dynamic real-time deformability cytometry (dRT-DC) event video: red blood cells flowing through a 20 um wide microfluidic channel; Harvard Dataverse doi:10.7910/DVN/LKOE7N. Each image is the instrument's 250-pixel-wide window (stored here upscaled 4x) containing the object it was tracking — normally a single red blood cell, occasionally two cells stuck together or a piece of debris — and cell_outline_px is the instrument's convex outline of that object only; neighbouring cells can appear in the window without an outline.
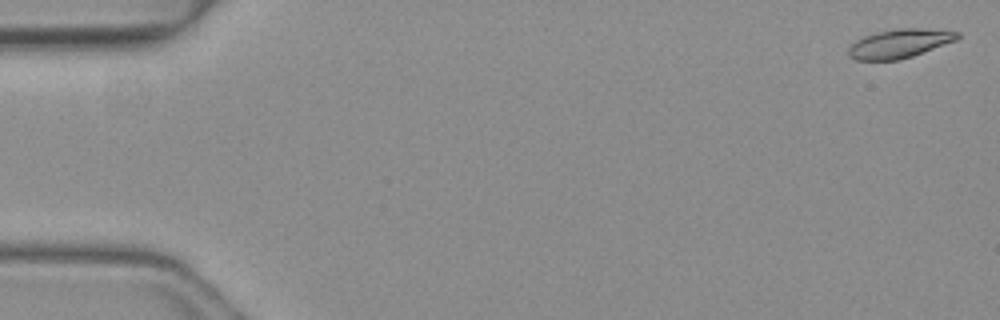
{"species": "common noctule bat (a hibernating species)", "species_latin": "Nyctalus noctula", "temperature_condition": "warm", "stored_images_in_passage": 50, "camera_frame_rate_fps": 3000, "um_per_image_px": 0.085, "animal": {"sex": "female", "body_mass_g": 19.3, "forearm_length_mm": 54.1}, "frame": {"image": 1, "passage_image": 1, "time_ms": 0.0, "image_size_px": [1000, 320], "cell_outline_px": [[960, 36], [956, 40], [912, 56], [900, 60], [856, 60], [848, 56], [848, 48], [856, 40], [864, 36], [876, 32], [896, 28], [920, 28], [960, 32]], "centroid_in_image_um": [76.43, 3.7], "position_along_channel_um": 8.6, "area_um2": 18.26}}
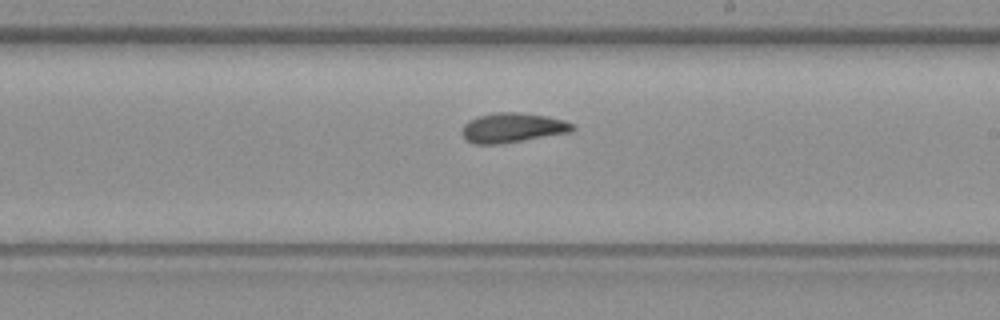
{"frame": {"image": 2, "passage_image": 29, "time_ms": 9.333, "image_size_px": [1000, 320], "cell_outline_px": [[576, 128], [572, 132], [524, 140], [496, 144], [476, 144], [468, 140], [460, 132], [464, 124], [468, 120], [476, 116], [496, 112], [516, 112], [544, 116], [564, 120], [572, 124]], "centroid_in_image_um": [43.55, 10.85], "position_along_channel_um": 245.5, "area_um2": 19.02}}
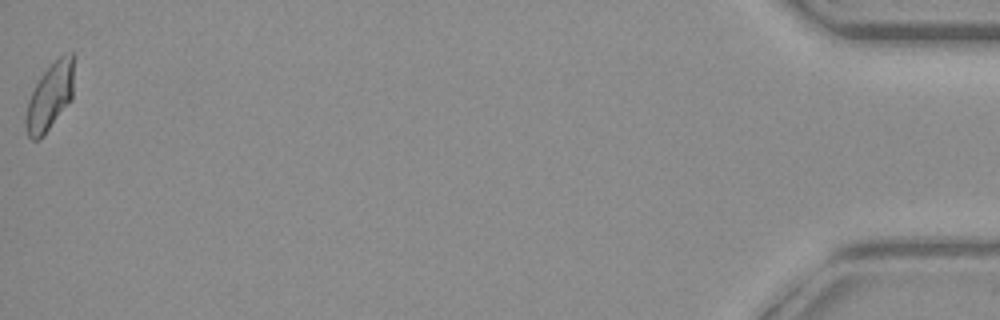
{"frame": {"image": 3, "passage_image": 50, "time_ms": 16.333, "image_size_px": [1000, 320], "cell_outline_px": [[76, 56], [72, 100], [44, 136], [40, 140], [32, 140], [28, 136], [24, 124], [24, 120], [28, 100], [40, 76], [60, 56], [72, 52], [76, 52]], "centroid_in_image_um": [4.28, 8.21], "position_along_channel_um": 430.9, "area_um2": 19.42}, "authors_computed_cell_mechanics": {"area_um2": 18.785, "velocity_mm_per_s": 4.1211, "shape_relaxation_time_tau1_ms": 7.989, "shape_relaxation_time_tau2_ms": 2.2155, "deformation_change_tau1": 0.1926, "deformation_change_tau2": 0.0926}}